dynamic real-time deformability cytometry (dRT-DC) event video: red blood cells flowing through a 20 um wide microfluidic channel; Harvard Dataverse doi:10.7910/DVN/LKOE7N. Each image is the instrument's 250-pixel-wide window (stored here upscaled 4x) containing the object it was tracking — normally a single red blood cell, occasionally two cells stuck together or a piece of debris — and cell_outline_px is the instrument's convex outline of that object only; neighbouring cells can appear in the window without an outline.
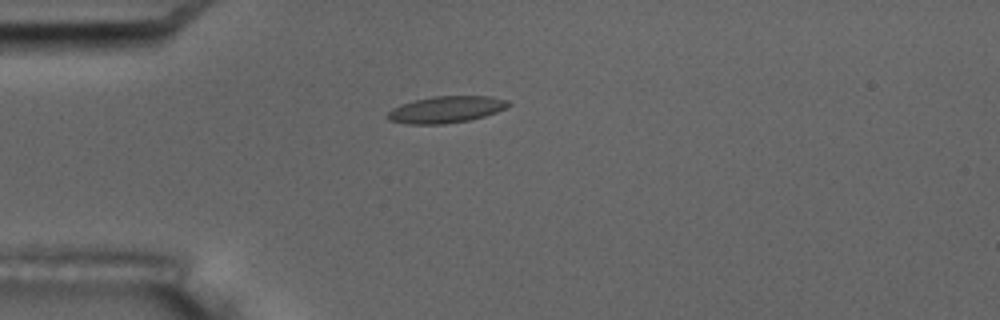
{"species": "common noctule bat (a hibernating species)", "species_latin": "Nyctalus noctula", "temperature_condition": "room temperature", "stored_images_in_passage": 8, "camera_frame_rate_fps": 3000, "um_per_image_px": 0.085, "animal": {"sex": "male", "body_mass_g": 17.5, "forearm_length_mm": 52.3}, "frame": {"image": 1, "passage_image": 4, "time_ms": 4.333, "image_size_px": [1000, 320], "cell_outline_px": [[512, 104], [496, 112], [484, 116], [468, 120], [444, 124], [408, 124], [388, 120], [388, 112], [392, 108], [416, 100], [432, 96], [488, 96], [508, 100]], "centroid_in_image_um": [37.93, 9.31], "position_along_channel_um": 47.1, "area_um2": 18.55}}
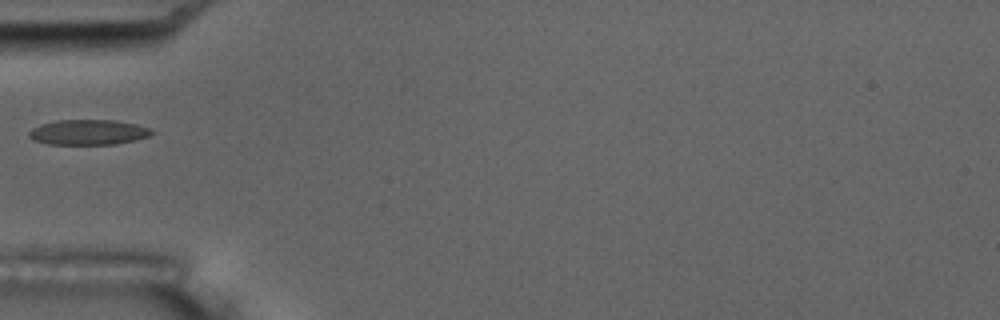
{"frame": {"image": 2, "passage_image": 5, "time_ms": 5.667, "image_size_px": [1000, 320], "cell_outline_px": [[156, 132], [148, 136], [136, 140], [116, 144], [48, 144], [32, 140], [28, 136], [28, 132], [32, 128], [40, 124], [56, 120], [116, 120], [136, 124], [152, 128]], "centroid_in_image_um": [7.51, 11.23], "position_along_channel_um": 77.5, "area_um2": 18.26}}
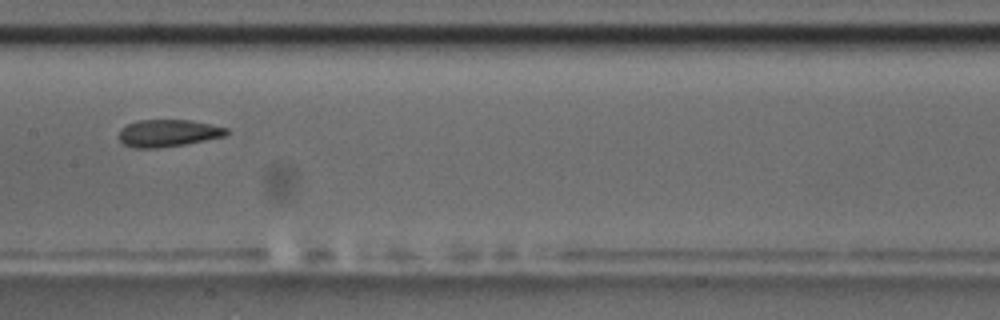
{"frame": {"image": 3, "passage_image": 8, "time_ms": 9.0, "image_size_px": [1000, 320], "cell_outline_px": [[228, 132], [224, 136], [184, 144], [156, 148], [136, 148], [124, 144], [120, 140], [120, 128], [136, 120], [192, 120], [228, 128]], "centroid_in_image_um": [14.27, 11.3], "position_along_channel_um": 193.1, "area_um2": 16.88}}